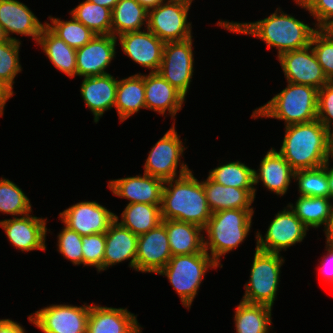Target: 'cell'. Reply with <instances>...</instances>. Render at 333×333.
Wrapping results in <instances>:
<instances>
[{"label":"cell","mask_w":333,"mask_h":333,"mask_svg":"<svg viewBox=\"0 0 333 333\" xmlns=\"http://www.w3.org/2000/svg\"><path fill=\"white\" fill-rule=\"evenodd\" d=\"M71 16L96 35H110L112 10L85 0L70 11Z\"/></svg>","instance_id":"e575fe53"},{"label":"cell","mask_w":333,"mask_h":333,"mask_svg":"<svg viewBox=\"0 0 333 333\" xmlns=\"http://www.w3.org/2000/svg\"><path fill=\"white\" fill-rule=\"evenodd\" d=\"M52 24L45 22L46 26L68 46L79 49L91 41L96 34L76 20L73 16L69 21L49 16Z\"/></svg>","instance_id":"d590c367"},{"label":"cell","mask_w":333,"mask_h":333,"mask_svg":"<svg viewBox=\"0 0 333 333\" xmlns=\"http://www.w3.org/2000/svg\"><path fill=\"white\" fill-rule=\"evenodd\" d=\"M32 211L31 203L21 188L9 179H0V212L23 216Z\"/></svg>","instance_id":"74e56055"},{"label":"cell","mask_w":333,"mask_h":333,"mask_svg":"<svg viewBox=\"0 0 333 333\" xmlns=\"http://www.w3.org/2000/svg\"><path fill=\"white\" fill-rule=\"evenodd\" d=\"M168 234L172 256L201 253L204 250L203 228L176 220L162 219Z\"/></svg>","instance_id":"4316f807"},{"label":"cell","mask_w":333,"mask_h":333,"mask_svg":"<svg viewBox=\"0 0 333 333\" xmlns=\"http://www.w3.org/2000/svg\"><path fill=\"white\" fill-rule=\"evenodd\" d=\"M287 208H284L281 212L279 211L270 222L265 239L260 232H257V249L280 254V251L287 250L290 246L303 241L309 229L289 206Z\"/></svg>","instance_id":"7c38bea8"},{"label":"cell","mask_w":333,"mask_h":333,"mask_svg":"<svg viewBox=\"0 0 333 333\" xmlns=\"http://www.w3.org/2000/svg\"><path fill=\"white\" fill-rule=\"evenodd\" d=\"M192 37L183 41L166 42L158 73L185 97L193 76Z\"/></svg>","instance_id":"8fae6325"},{"label":"cell","mask_w":333,"mask_h":333,"mask_svg":"<svg viewBox=\"0 0 333 333\" xmlns=\"http://www.w3.org/2000/svg\"><path fill=\"white\" fill-rule=\"evenodd\" d=\"M146 109L164 115L166 110L171 118L181 110L185 96L167 82L158 72L144 75Z\"/></svg>","instance_id":"7402d4cb"},{"label":"cell","mask_w":333,"mask_h":333,"mask_svg":"<svg viewBox=\"0 0 333 333\" xmlns=\"http://www.w3.org/2000/svg\"><path fill=\"white\" fill-rule=\"evenodd\" d=\"M326 251L328 252L326 256H323L319 272L333 284V250L326 248Z\"/></svg>","instance_id":"f6af8a7d"},{"label":"cell","mask_w":333,"mask_h":333,"mask_svg":"<svg viewBox=\"0 0 333 333\" xmlns=\"http://www.w3.org/2000/svg\"><path fill=\"white\" fill-rule=\"evenodd\" d=\"M89 1L99 6H103L112 10L116 6L119 0H89Z\"/></svg>","instance_id":"f907efd6"},{"label":"cell","mask_w":333,"mask_h":333,"mask_svg":"<svg viewBox=\"0 0 333 333\" xmlns=\"http://www.w3.org/2000/svg\"><path fill=\"white\" fill-rule=\"evenodd\" d=\"M190 7L182 0H164L148 11L147 28L164 43L187 40L192 37V23L187 21Z\"/></svg>","instance_id":"ba28073f"},{"label":"cell","mask_w":333,"mask_h":333,"mask_svg":"<svg viewBox=\"0 0 333 333\" xmlns=\"http://www.w3.org/2000/svg\"><path fill=\"white\" fill-rule=\"evenodd\" d=\"M120 122L146 108L144 74H134L118 80L115 106Z\"/></svg>","instance_id":"83f0119b"},{"label":"cell","mask_w":333,"mask_h":333,"mask_svg":"<svg viewBox=\"0 0 333 333\" xmlns=\"http://www.w3.org/2000/svg\"><path fill=\"white\" fill-rule=\"evenodd\" d=\"M287 83L285 89L256 108L251 117L283 120L285 126L316 120L318 89L310 85Z\"/></svg>","instance_id":"277c9868"},{"label":"cell","mask_w":333,"mask_h":333,"mask_svg":"<svg viewBox=\"0 0 333 333\" xmlns=\"http://www.w3.org/2000/svg\"><path fill=\"white\" fill-rule=\"evenodd\" d=\"M8 38L6 37L4 31H3V28L0 26V42L1 41H5L7 40Z\"/></svg>","instance_id":"11a10c76"},{"label":"cell","mask_w":333,"mask_h":333,"mask_svg":"<svg viewBox=\"0 0 333 333\" xmlns=\"http://www.w3.org/2000/svg\"><path fill=\"white\" fill-rule=\"evenodd\" d=\"M20 41L0 42V80L13 92L14 78L22 71L19 60Z\"/></svg>","instance_id":"f35d334b"},{"label":"cell","mask_w":333,"mask_h":333,"mask_svg":"<svg viewBox=\"0 0 333 333\" xmlns=\"http://www.w3.org/2000/svg\"><path fill=\"white\" fill-rule=\"evenodd\" d=\"M253 171L254 185L261 181L267 190L280 196L285 195L289 189L295 172L275 148H271L266 153L260 162L259 169Z\"/></svg>","instance_id":"d4e9b609"},{"label":"cell","mask_w":333,"mask_h":333,"mask_svg":"<svg viewBox=\"0 0 333 333\" xmlns=\"http://www.w3.org/2000/svg\"><path fill=\"white\" fill-rule=\"evenodd\" d=\"M329 161H328V182L329 188L331 192V199H333V167L329 168Z\"/></svg>","instance_id":"f5cc1de1"},{"label":"cell","mask_w":333,"mask_h":333,"mask_svg":"<svg viewBox=\"0 0 333 333\" xmlns=\"http://www.w3.org/2000/svg\"><path fill=\"white\" fill-rule=\"evenodd\" d=\"M296 4L310 12V15L317 21L313 25L318 29L333 19V0H306L305 3Z\"/></svg>","instance_id":"ee69618b"},{"label":"cell","mask_w":333,"mask_h":333,"mask_svg":"<svg viewBox=\"0 0 333 333\" xmlns=\"http://www.w3.org/2000/svg\"><path fill=\"white\" fill-rule=\"evenodd\" d=\"M146 31L127 32L119 35L123 52L135 63L158 72L162 56L164 42L152 33L146 26Z\"/></svg>","instance_id":"e0dca14e"},{"label":"cell","mask_w":333,"mask_h":333,"mask_svg":"<svg viewBox=\"0 0 333 333\" xmlns=\"http://www.w3.org/2000/svg\"><path fill=\"white\" fill-rule=\"evenodd\" d=\"M160 209L162 219L187 222L203 229L212 215L203 183L192 171L164 181Z\"/></svg>","instance_id":"7a4b0ae2"},{"label":"cell","mask_w":333,"mask_h":333,"mask_svg":"<svg viewBox=\"0 0 333 333\" xmlns=\"http://www.w3.org/2000/svg\"><path fill=\"white\" fill-rule=\"evenodd\" d=\"M331 198L299 196L295 205L288 204L289 208L302 221L307 228L324 227L333 218V205Z\"/></svg>","instance_id":"4dcf8cb0"},{"label":"cell","mask_w":333,"mask_h":333,"mask_svg":"<svg viewBox=\"0 0 333 333\" xmlns=\"http://www.w3.org/2000/svg\"><path fill=\"white\" fill-rule=\"evenodd\" d=\"M34 13L18 0H0V26L9 40L12 33L32 37L37 42L43 27Z\"/></svg>","instance_id":"ffe728a7"},{"label":"cell","mask_w":333,"mask_h":333,"mask_svg":"<svg viewBox=\"0 0 333 333\" xmlns=\"http://www.w3.org/2000/svg\"><path fill=\"white\" fill-rule=\"evenodd\" d=\"M25 331L17 322L10 319H0V333H26Z\"/></svg>","instance_id":"bcb514c9"},{"label":"cell","mask_w":333,"mask_h":333,"mask_svg":"<svg viewBox=\"0 0 333 333\" xmlns=\"http://www.w3.org/2000/svg\"><path fill=\"white\" fill-rule=\"evenodd\" d=\"M37 43L58 70L71 78L76 75V49L68 46L46 25L43 27Z\"/></svg>","instance_id":"f1b7e54d"},{"label":"cell","mask_w":333,"mask_h":333,"mask_svg":"<svg viewBox=\"0 0 333 333\" xmlns=\"http://www.w3.org/2000/svg\"><path fill=\"white\" fill-rule=\"evenodd\" d=\"M90 305H51L28 316L44 333H87Z\"/></svg>","instance_id":"30bf717a"},{"label":"cell","mask_w":333,"mask_h":333,"mask_svg":"<svg viewBox=\"0 0 333 333\" xmlns=\"http://www.w3.org/2000/svg\"><path fill=\"white\" fill-rule=\"evenodd\" d=\"M121 217L122 220L118 223L137 236L147 233L162 223L160 205L146 203L127 204Z\"/></svg>","instance_id":"d6a6232c"},{"label":"cell","mask_w":333,"mask_h":333,"mask_svg":"<svg viewBox=\"0 0 333 333\" xmlns=\"http://www.w3.org/2000/svg\"><path fill=\"white\" fill-rule=\"evenodd\" d=\"M10 243L21 251L46 250V219L30 213L0 221Z\"/></svg>","instance_id":"ac0fdd59"},{"label":"cell","mask_w":333,"mask_h":333,"mask_svg":"<svg viewBox=\"0 0 333 333\" xmlns=\"http://www.w3.org/2000/svg\"><path fill=\"white\" fill-rule=\"evenodd\" d=\"M110 180L109 189L113 195L126 198L131 203L161 205L164 180L145 174Z\"/></svg>","instance_id":"d6986e66"},{"label":"cell","mask_w":333,"mask_h":333,"mask_svg":"<svg viewBox=\"0 0 333 333\" xmlns=\"http://www.w3.org/2000/svg\"><path fill=\"white\" fill-rule=\"evenodd\" d=\"M115 213L95 201L78 202L63 212L62 223L79 235L105 233L115 221Z\"/></svg>","instance_id":"5bb4252c"},{"label":"cell","mask_w":333,"mask_h":333,"mask_svg":"<svg viewBox=\"0 0 333 333\" xmlns=\"http://www.w3.org/2000/svg\"><path fill=\"white\" fill-rule=\"evenodd\" d=\"M254 169L240 161L229 162L209 171V177L224 186L246 189L254 198L256 188L254 185Z\"/></svg>","instance_id":"836d02e7"},{"label":"cell","mask_w":333,"mask_h":333,"mask_svg":"<svg viewBox=\"0 0 333 333\" xmlns=\"http://www.w3.org/2000/svg\"><path fill=\"white\" fill-rule=\"evenodd\" d=\"M209 255L203 250L196 254L172 256L166 266L157 273L168 278L182 305L188 309L191 308L207 270L219 266Z\"/></svg>","instance_id":"8992f818"},{"label":"cell","mask_w":333,"mask_h":333,"mask_svg":"<svg viewBox=\"0 0 333 333\" xmlns=\"http://www.w3.org/2000/svg\"><path fill=\"white\" fill-rule=\"evenodd\" d=\"M296 1V3H305L306 2V0H295Z\"/></svg>","instance_id":"9f6ffc18"},{"label":"cell","mask_w":333,"mask_h":333,"mask_svg":"<svg viewBox=\"0 0 333 333\" xmlns=\"http://www.w3.org/2000/svg\"><path fill=\"white\" fill-rule=\"evenodd\" d=\"M12 92L1 80H0V116L3 115V110L8 99L13 96Z\"/></svg>","instance_id":"7dc6e473"},{"label":"cell","mask_w":333,"mask_h":333,"mask_svg":"<svg viewBox=\"0 0 333 333\" xmlns=\"http://www.w3.org/2000/svg\"><path fill=\"white\" fill-rule=\"evenodd\" d=\"M298 181L300 196L331 198L328 182V162L319 168L297 170L294 178Z\"/></svg>","instance_id":"8d00e7d4"},{"label":"cell","mask_w":333,"mask_h":333,"mask_svg":"<svg viewBox=\"0 0 333 333\" xmlns=\"http://www.w3.org/2000/svg\"><path fill=\"white\" fill-rule=\"evenodd\" d=\"M253 209H227L213 212L203 230L204 250L211 251L212 259L220 265V257L237 249L251 230ZM209 239V240H208ZM206 240V241H205Z\"/></svg>","instance_id":"5b68a950"},{"label":"cell","mask_w":333,"mask_h":333,"mask_svg":"<svg viewBox=\"0 0 333 333\" xmlns=\"http://www.w3.org/2000/svg\"><path fill=\"white\" fill-rule=\"evenodd\" d=\"M118 80L109 73L85 77L82 81L81 96L94 115V122L97 123L104 112L114 108L116 102V89Z\"/></svg>","instance_id":"cb8c5ba5"},{"label":"cell","mask_w":333,"mask_h":333,"mask_svg":"<svg viewBox=\"0 0 333 333\" xmlns=\"http://www.w3.org/2000/svg\"><path fill=\"white\" fill-rule=\"evenodd\" d=\"M317 120L331 132V125L333 124V81H329L318 90Z\"/></svg>","instance_id":"7bdbcfd3"},{"label":"cell","mask_w":333,"mask_h":333,"mask_svg":"<svg viewBox=\"0 0 333 333\" xmlns=\"http://www.w3.org/2000/svg\"><path fill=\"white\" fill-rule=\"evenodd\" d=\"M140 5H142L147 11L156 8L164 0H136Z\"/></svg>","instance_id":"681fc988"},{"label":"cell","mask_w":333,"mask_h":333,"mask_svg":"<svg viewBox=\"0 0 333 333\" xmlns=\"http://www.w3.org/2000/svg\"><path fill=\"white\" fill-rule=\"evenodd\" d=\"M272 307L240 301L234 312L236 333H268Z\"/></svg>","instance_id":"1f68e13d"},{"label":"cell","mask_w":333,"mask_h":333,"mask_svg":"<svg viewBox=\"0 0 333 333\" xmlns=\"http://www.w3.org/2000/svg\"><path fill=\"white\" fill-rule=\"evenodd\" d=\"M321 30L333 40V19L326 23Z\"/></svg>","instance_id":"816d5d0a"},{"label":"cell","mask_w":333,"mask_h":333,"mask_svg":"<svg viewBox=\"0 0 333 333\" xmlns=\"http://www.w3.org/2000/svg\"><path fill=\"white\" fill-rule=\"evenodd\" d=\"M175 124L164 134L162 138L149 151L148 158L144 164V173L169 180L181 177L191 170L185 163L180 162V156H183V151L186 149L183 146L180 136L177 134ZM180 164L179 176L177 175V167Z\"/></svg>","instance_id":"9c48e42d"},{"label":"cell","mask_w":333,"mask_h":333,"mask_svg":"<svg viewBox=\"0 0 333 333\" xmlns=\"http://www.w3.org/2000/svg\"><path fill=\"white\" fill-rule=\"evenodd\" d=\"M330 132L316 119L285 126L279 153L294 171L314 169L329 161Z\"/></svg>","instance_id":"3957f363"},{"label":"cell","mask_w":333,"mask_h":333,"mask_svg":"<svg viewBox=\"0 0 333 333\" xmlns=\"http://www.w3.org/2000/svg\"><path fill=\"white\" fill-rule=\"evenodd\" d=\"M94 305V306H93ZM90 305L87 333H141L137 316L127 308Z\"/></svg>","instance_id":"44dd1931"},{"label":"cell","mask_w":333,"mask_h":333,"mask_svg":"<svg viewBox=\"0 0 333 333\" xmlns=\"http://www.w3.org/2000/svg\"><path fill=\"white\" fill-rule=\"evenodd\" d=\"M148 25V11L136 0H119L112 9L111 34L118 37Z\"/></svg>","instance_id":"f546056e"},{"label":"cell","mask_w":333,"mask_h":333,"mask_svg":"<svg viewBox=\"0 0 333 333\" xmlns=\"http://www.w3.org/2000/svg\"><path fill=\"white\" fill-rule=\"evenodd\" d=\"M171 257L168 234L163 223L138 236L136 271L157 274Z\"/></svg>","instance_id":"9a60e30c"},{"label":"cell","mask_w":333,"mask_h":333,"mask_svg":"<svg viewBox=\"0 0 333 333\" xmlns=\"http://www.w3.org/2000/svg\"><path fill=\"white\" fill-rule=\"evenodd\" d=\"M277 59L287 82L310 85L318 90L329 82L311 44L301 49L284 52Z\"/></svg>","instance_id":"4fadbf2b"},{"label":"cell","mask_w":333,"mask_h":333,"mask_svg":"<svg viewBox=\"0 0 333 333\" xmlns=\"http://www.w3.org/2000/svg\"><path fill=\"white\" fill-rule=\"evenodd\" d=\"M311 47L329 81H333V40L318 29L312 36Z\"/></svg>","instance_id":"60d3db41"},{"label":"cell","mask_w":333,"mask_h":333,"mask_svg":"<svg viewBox=\"0 0 333 333\" xmlns=\"http://www.w3.org/2000/svg\"><path fill=\"white\" fill-rule=\"evenodd\" d=\"M324 232L326 235V248L333 250V218L324 227Z\"/></svg>","instance_id":"c3c4849f"},{"label":"cell","mask_w":333,"mask_h":333,"mask_svg":"<svg viewBox=\"0 0 333 333\" xmlns=\"http://www.w3.org/2000/svg\"><path fill=\"white\" fill-rule=\"evenodd\" d=\"M117 38L96 35L83 47L76 50V75L94 77L107 74L105 69L115 57Z\"/></svg>","instance_id":"2e32d148"},{"label":"cell","mask_w":333,"mask_h":333,"mask_svg":"<svg viewBox=\"0 0 333 333\" xmlns=\"http://www.w3.org/2000/svg\"><path fill=\"white\" fill-rule=\"evenodd\" d=\"M118 221L119 218L115 215V221L105 232L103 271L124 260H130L129 266L136 270L138 236L122 227Z\"/></svg>","instance_id":"603a6c76"},{"label":"cell","mask_w":333,"mask_h":333,"mask_svg":"<svg viewBox=\"0 0 333 333\" xmlns=\"http://www.w3.org/2000/svg\"><path fill=\"white\" fill-rule=\"evenodd\" d=\"M330 132V143H329V158H333V130Z\"/></svg>","instance_id":"db71d44e"},{"label":"cell","mask_w":333,"mask_h":333,"mask_svg":"<svg viewBox=\"0 0 333 333\" xmlns=\"http://www.w3.org/2000/svg\"><path fill=\"white\" fill-rule=\"evenodd\" d=\"M218 25L230 32L262 39L268 48L278 49L277 57L284 52L307 47L311 44L313 34L318 30L317 27L312 28L294 16L285 14L279 8L269 17L256 22L237 23L221 20Z\"/></svg>","instance_id":"6da1fadb"},{"label":"cell","mask_w":333,"mask_h":333,"mask_svg":"<svg viewBox=\"0 0 333 333\" xmlns=\"http://www.w3.org/2000/svg\"><path fill=\"white\" fill-rule=\"evenodd\" d=\"M182 1H185V2H188V3L192 4L193 0H182Z\"/></svg>","instance_id":"6f0895ef"},{"label":"cell","mask_w":333,"mask_h":333,"mask_svg":"<svg viewBox=\"0 0 333 333\" xmlns=\"http://www.w3.org/2000/svg\"><path fill=\"white\" fill-rule=\"evenodd\" d=\"M58 251L74 265L82 264V236L67 226L58 234Z\"/></svg>","instance_id":"b9f144b4"},{"label":"cell","mask_w":333,"mask_h":333,"mask_svg":"<svg viewBox=\"0 0 333 333\" xmlns=\"http://www.w3.org/2000/svg\"><path fill=\"white\" fill-rule=\"evenodd\" d=\"M82 264L94 266L97 271H103V258L105 252V233H95L82 236Z\"/></svg>","instance_id":"ab89813d"},{"label":"cell","mask_w":333,"mask_h":333,"mask_svg":"<svg viewBox=\"0 0 333 333\" xmlns=\"http://www.w3.org/2000/svg\"><path fill=\"white\" fill-rule=\"evenodd\" d=\"M284 258L278 253L264 252L256 248L241 301L272 307L280 282V268Z\"/></svg>","instance_id":"52a82bcc"},{"label":"cell","mask_w":333,"mask_h":333,"mask_svg":"<svg viewBox=\"0 0 333 333\" xmlns=\"http://www.w3.org/2000/svg\"><path fill=\"white\" fill-rule=\"evenodd\" d=\"M202 183L212 213L227 209H253L250 206L255 198L246 189L224 186L209 176Z\"/></svg>","instance_id":"484cf974"}]
</instances>
